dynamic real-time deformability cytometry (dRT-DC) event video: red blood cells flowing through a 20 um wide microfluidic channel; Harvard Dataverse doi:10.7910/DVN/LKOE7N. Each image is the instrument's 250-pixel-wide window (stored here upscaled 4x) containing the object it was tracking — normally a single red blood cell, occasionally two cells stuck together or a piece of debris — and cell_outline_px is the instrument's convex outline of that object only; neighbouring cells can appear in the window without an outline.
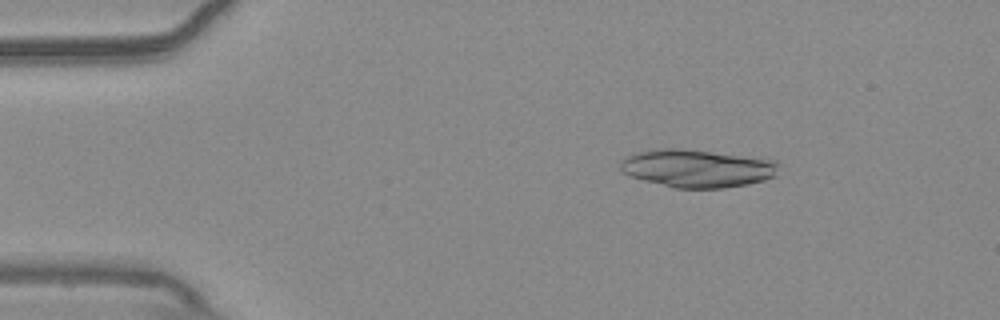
{"species": "common noctule bat (a hibernating species)", "species_latin": "Nyctalus noctula", "temperature_condition": "warm", "stored_images_in_passage": 17, "camera_frame_rate_fps": 3000, "um_per_image_px": 0.085, "animal": {"sex": "male", "body_mass_g": 20.4}, "frame": {"image": 1, "passage_image": 7, "time_ms": 2.0, "image_size_px": [1000, 320], "cell_outline_px": [[780, 164], [776, 176], [764, 180], [748, 184], [724, 188], [676, 188], [644, 180], [632, 176], [624, 172], [620, 168], [620, 160], [636, 152], [648, 148], [680, 148], [764, 156], [776, 160]], "centroid_in_image_um": [59.35, 14.27], "position_along_channel_um": 25.6, "area_um2": 35.89}}